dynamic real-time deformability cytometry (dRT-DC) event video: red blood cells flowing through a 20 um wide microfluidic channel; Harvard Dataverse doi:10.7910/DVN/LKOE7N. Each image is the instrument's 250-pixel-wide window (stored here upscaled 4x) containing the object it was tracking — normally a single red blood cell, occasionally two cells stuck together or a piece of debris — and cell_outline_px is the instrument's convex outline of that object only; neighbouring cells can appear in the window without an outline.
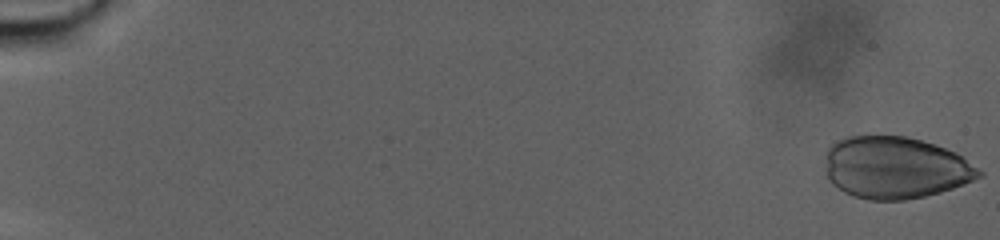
{"species": "human", "species_latin": "Homo sapiens", "temperature_condition": "warm", "stored_images_in_passage": 84, "camera_frame_rate_fps": 3000, "um_per_image_px": 0.085, "donor": {"sex": "male"}, "frame": {"image": 1, "passage_image": 1, "time_ms": 0.0, "image_size_px": [1000, 240], "cell_outline_px": [[984, 176], [964, 184], [940, 192], [924, 196], [904, 200], [868, 200], [852, 196], [844, 192], [832, 184], [828, 180], [828, 148], [836, 140], [848, 136], [908, 136], [956, 152], [984, 172]], "centroid_in_image_um": [76.13, 14.26], "position_along_channel_um": 8.9, "area_um2": 55.37}}
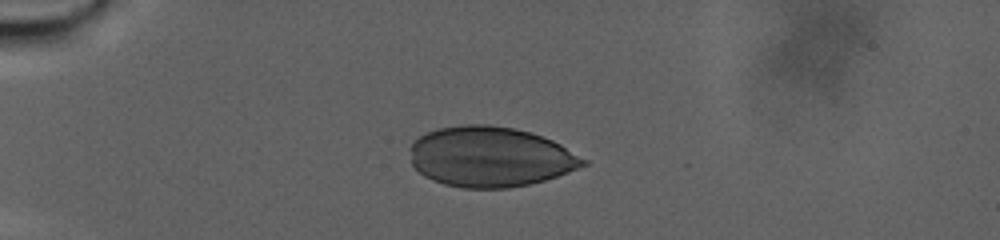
{"frame": {"image": 2, "passage_image": 28, "time_ms": 9.0, "image_size_px": [1000, 240], "cell_outline_px": [[588, 164], [580, 168], [544, 180], [528, 184], [508, 188], [464, 188], [444, 184], [432, 180], [424, 176], [412, 164], [408, 148], [412, 140], [428, 132], [440, 128], [464, 124], [488, 124], [516, 128], [552, 140], [560, 144], [588, 160]], "centroid_in_image_um": [41.65, 13.32], "position_along_channel_um": 43.3, "area_um2": 60.92}}
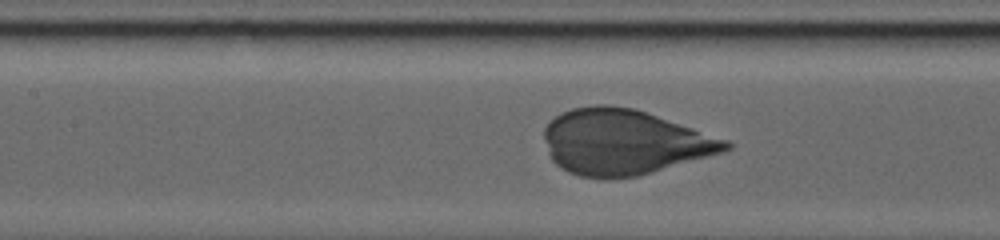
{"frame": {"image": 3, "passage_image": 50, "time_ms": 16.333, "image_size_px": [1000, 240], "cell_outline_px": [[732, 148], [720, 152], [652, 172], [636, 176], [580, 176], [568, 172], [560, 168], [552, 160], [548, 152], [544, 140], [544, 128], [548, 120], [560, 112], [572, 108], [596, 104], [608, 104], [636, 108], [728, 140], [732, 144]], "centroid_in_image_um": [52.98, 12.03], "position_along_channel_um": 154.4, "area_um2": 68.49}}